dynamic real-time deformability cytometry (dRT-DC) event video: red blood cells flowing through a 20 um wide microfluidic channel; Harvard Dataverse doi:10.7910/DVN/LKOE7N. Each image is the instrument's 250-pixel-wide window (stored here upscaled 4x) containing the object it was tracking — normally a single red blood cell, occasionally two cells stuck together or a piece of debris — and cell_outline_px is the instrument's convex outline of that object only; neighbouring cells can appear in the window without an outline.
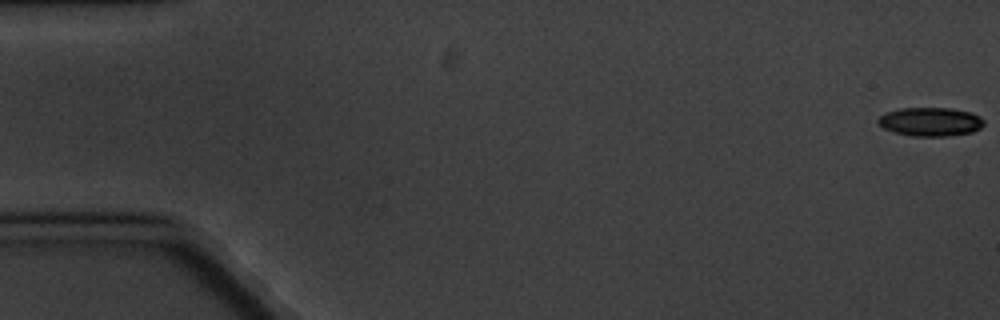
{"species": "common noctule bat (a hibernating species)", "species_latin": "Nyctalus noctula", "temperature_condition": "cold", "stored_images_in_passage": 11, "camera_frame_rate_fps": 3000, "um_per_image_px": 0.085, "animal": {"sex": "male", "body_mass_g": 20.1, "forearm_length_mm": 53.5}, "frame": {"image": 1, "passage_image": 1, "time_ms": 0.0, "image_size_px": [1000, 320], "cell_outline_px": [[984, 124], [980, 128], [972, 132], [948, 136], [912, 136], [896, 132], [884, 128], [876, 120], [884, 112], [900, 108], [948, 108], [972, 112], [980, 116], [984, 120]], "centroid_in_image_um": [79.1, 10.34], "position_along_channel_um": 5.9, "area_um2": 17.74}}
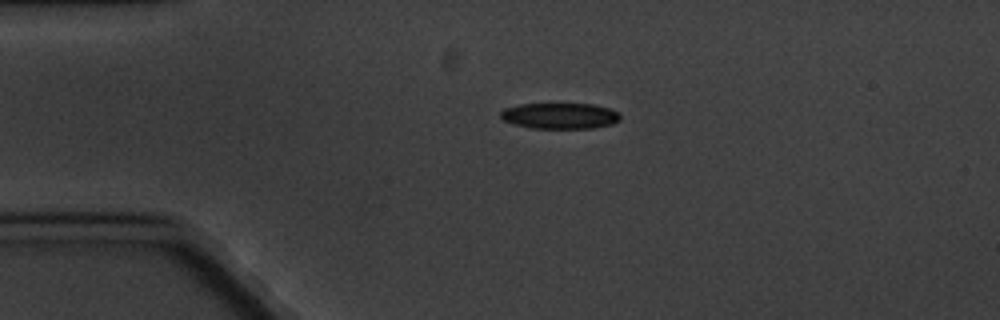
{"frame": {"image": 2, "passage_image": 4, "time_ms": 4.333, "image_size_px": [1000, 320], "cell_outline_px": [[620, 120], [612, 124], [592, 128], [532, 128], [512, 124], [504, 120], [500, 116], [500, 112], [504, 108], [520, 104], [592, 104], [608, 108], [616, 112], [620, 116]], "centroid_in_image_um": [47.56, 9.85], "position_along_channel_um": 37.4, "area_um2": 17.98}}
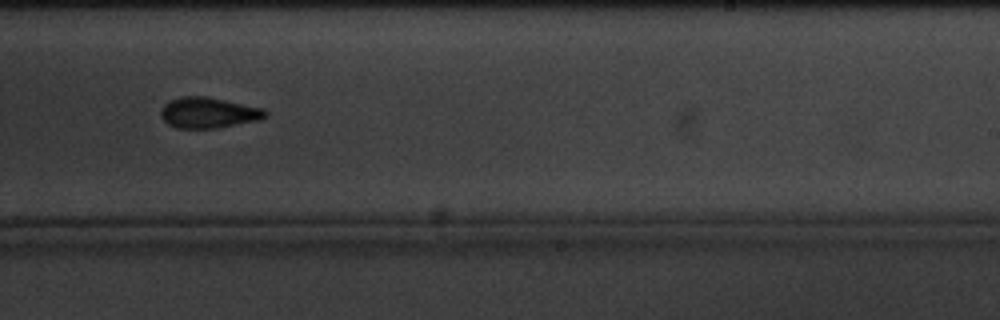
{"frame": {"image": 3, "passage_image": 11, "time_ms": 12.333, "image_size_px": [1000, 320], "cell_outline_px": [[268, 112], [264, 116], [256, 120], [216, 128], [176, 128], [168, 124], [160, 116], [160, 112], [164, 104], [168, 100], [180, 96], [208, 96], [264, 108]], "centroid_in_image_um": [17.66, 9.56], "position_along_channel_um": 271.3, "area_um2": 18.73}}